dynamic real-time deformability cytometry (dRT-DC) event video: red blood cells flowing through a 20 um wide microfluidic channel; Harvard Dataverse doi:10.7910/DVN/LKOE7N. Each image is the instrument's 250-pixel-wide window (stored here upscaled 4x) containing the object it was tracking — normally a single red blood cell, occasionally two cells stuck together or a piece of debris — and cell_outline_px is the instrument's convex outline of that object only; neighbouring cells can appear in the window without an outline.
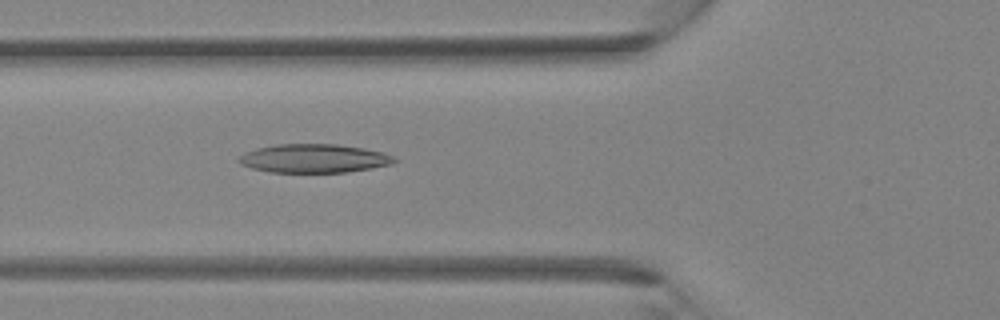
{"species": "Egyptian fruit bat (a non-hibernating species)", "species_latin": "Rousettus aegyptiacus", "temperature_condition": "room temperature", "stored_images_in_passage": 39, "camera_frame_rate_fps": 3000, "um_per_image_px": 0.085, "animal": {"sex": "female"}, "frame": {"image": 1, "passage_image": 14, "time_ms": 4.333, "image_size_px": [1000, 320], "cell_outline_px": [[400, 160], [392, 164], [372, 168], [348, 172], [268, 172], [252, 168], [240, 164], [236, 160], [244, 152], [256, 148], [276, 144], [336, 144], [364, 148], [380, 152], [392, 156]], "centroid_in_image_um": [26.66, 13.46], "position_along_channel_um": 99.1, "area_um2": 26.07}}
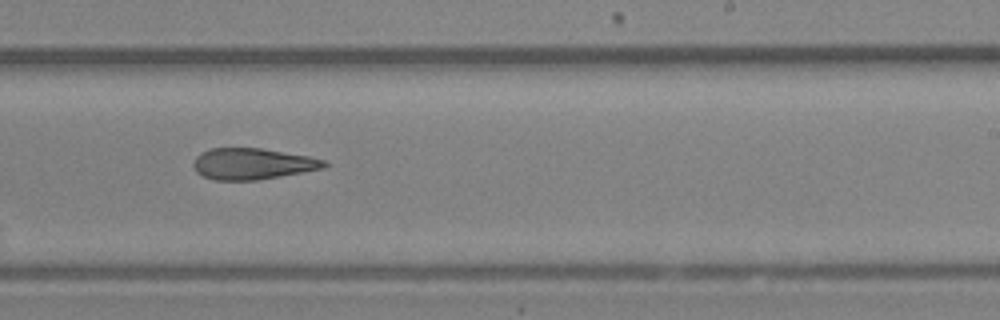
{"frame": {"image": 2, "passage_image": 24, "time_ms": 7.667, "image_size_px": [1000, 320], "cell_outline_px": [[328, 164], [324, 168], [280, 176], [256, 180], [216, 180], [204, 176], [196, 172], [192, 164], [196, 156], [200, 152], [212, 148], [260, 148], [308, 156], [328, 160]], "centroid_in_image_um": [21.46, 13.92], "position_along_channel_um": 267.5, "area_um2": 23.76}}
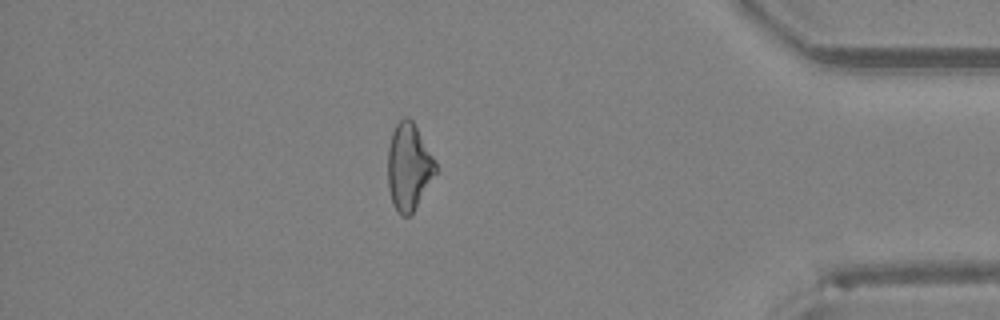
{"frame": {"image": 3, "passage_image": 34, "time_ms": 11.0, "image_size_px": [1000, 320], "cell_outline_px": [[436, 172], [412, 212], [408, 216], [400, 216], [396, 212], [392, 204], [388, 188], [388, 148], [392, 132], [396, 124], [404, 116], [408, 116], [412, 120], [436, 160]], "centroid_in_image_um": [34.72, 14.17], "position_along_channel_um": 400.5, "area_um2": 24.1}}